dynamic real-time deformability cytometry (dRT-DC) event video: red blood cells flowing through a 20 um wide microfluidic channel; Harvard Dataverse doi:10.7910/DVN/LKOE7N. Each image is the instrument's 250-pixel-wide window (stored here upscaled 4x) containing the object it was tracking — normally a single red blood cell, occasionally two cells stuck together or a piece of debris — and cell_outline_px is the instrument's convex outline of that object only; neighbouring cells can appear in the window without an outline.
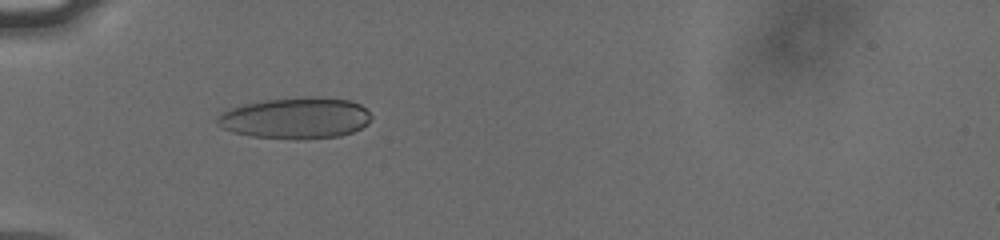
{"species": "human", "species_latin": "Homo sapiens", "temperature_condition": "cold", "stored_images_in_passage": 56, "camera_frame_rate_fps": 3000, "um_per_image_px": 0.085, "donor": {"sex": "male"}, "frame": {"image": 1, "passage_image": 20, "time_ms": 6.333, "image_size_px": [1000, 240], "cell_outline_px": [[372, 116], [368, 124], [352, 132], [340, 136], [296, 140], [252, 136], [232, 132], [216, 124], [216, 116], [232, 108], [244, 104], [268, 100], [312, 96], [352, 100], [360, 104]], "centroid_in_image_um": [25.15, 10.04], "position_along_channel_um": 59.9, "area_um2": 37.05}}
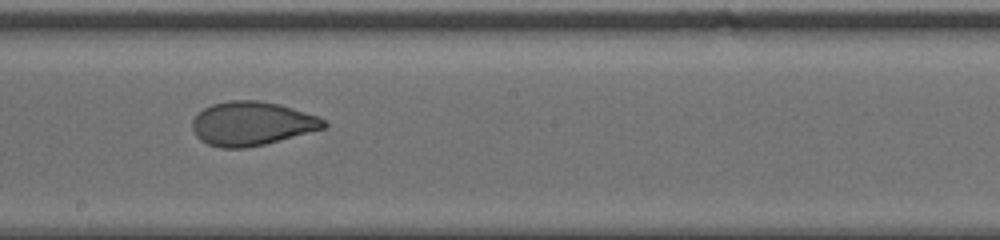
{"frame": {"image": 2, "passage_image": 34, "time_ms": 11.0, "image_size_px": [1000, 240], "cell_outline_px": [[328, 124], [324, 128], [264, 144], [244, 148], [220, 148], [208, 144], [200, 140], [196, 136], [192, 128], [192, 120], [204, 108], [212, 104], [228, 100], [256, 100], [280, 104], [320, 116]], "centroid_in_image_um": [21.4, 10.49], "position_along_channel_um": 226.8, "area_um2": 33.58}}
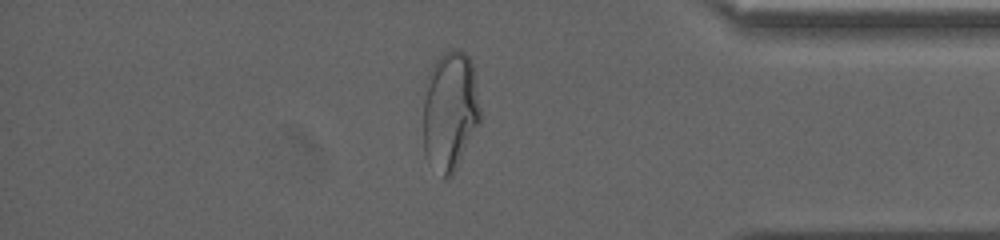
{"frame": {"image": 3, "passage_image": 49, "time_ms": 16.0, "image_size_px": [1000, 240], "cell_outline_px": [[480, 120], [452, 176], [444, 176], [424, 156], [424, 100], [428, 72], [432, 64], [440, 56], [456, 48], [464, 52], [468, 56], [472, 64], [480, 108]], "centroid_in_image_um": [38.24, 9.39], "position_along_channel_um": 397.0, "area_um2": 39.02}, "authors_computed_cell_mechanics": {"area_um2": 35.3736, "velocity_mm_per_s": 3.8032, "shape_relaxation_time_tau1_ms": null, "shape_relaxation_time_tau2_ms": 0.7901, "deformation_change_tau1": null, "deformation_change_tau2": 0.0586}}